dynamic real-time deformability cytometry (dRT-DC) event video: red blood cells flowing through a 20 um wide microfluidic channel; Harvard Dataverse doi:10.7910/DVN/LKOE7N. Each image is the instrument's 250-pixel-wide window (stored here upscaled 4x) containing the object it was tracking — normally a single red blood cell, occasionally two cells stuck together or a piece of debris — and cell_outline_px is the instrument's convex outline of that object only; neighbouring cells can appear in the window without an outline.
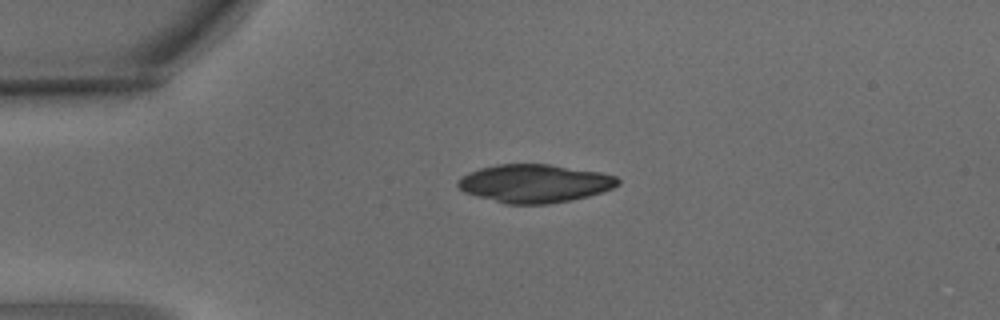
{"species": "common noctule bat (a hibernating species)", "species_latin": "Nyctalus noctula", "temperature_condition": "warm", "stored_images_in_passage": 3, "camera_frame_rate_fps": 3000, "um_per_image_px": 0.085, "animal": {"sex": "male", "body_mass_g": 15.6}, "frame": {"image": 1, "passage_image": 1, "time_ms": 0.0, "image_size_px": [1000, 320], "cell_outline_px": [[620, 184], [612, 188], [588, 196], [572, 200], [548, 204], [504, 204], [476, 196], [464, 192], [456, 184], [468, 172], [480, 168], [496, 164], [548, 164], [600, 172], [616, 176], [620, 180]], "centroid_in_image_um": [45.44, 15.59], "position_along_channel_um": 39.6, "area_um2": 35.6}}